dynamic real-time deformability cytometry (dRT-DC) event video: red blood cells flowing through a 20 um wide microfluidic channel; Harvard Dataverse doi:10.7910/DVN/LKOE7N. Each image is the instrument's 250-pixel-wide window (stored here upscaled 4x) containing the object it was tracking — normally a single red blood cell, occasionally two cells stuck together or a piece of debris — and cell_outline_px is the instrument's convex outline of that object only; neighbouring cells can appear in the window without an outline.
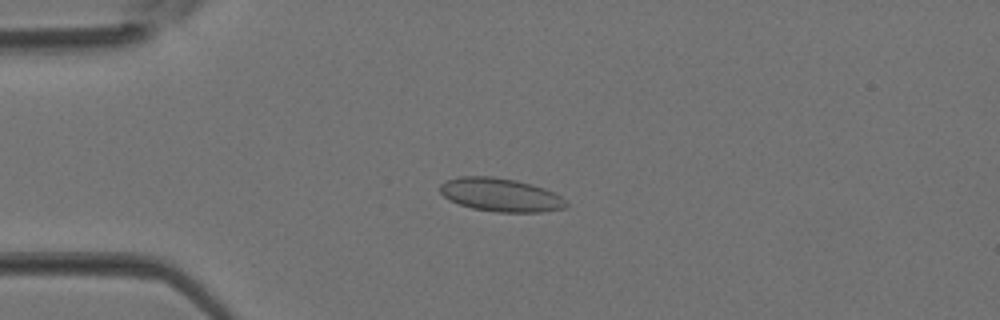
{"species": "Egyptian fruit bat (a non-hibernating species)", "species_latin": "Rousettus aegyptiacus", "temperature_condition": "room temperature", "stored_images_in_passage": 3, "camera_frame_rate_fps": 3000, "um_per_image_px": 0.085, "animal": {"sex": "female"}, "frame": {"image": 1, "passage_image": 3, "time_ms": 0.667, "image_size_px": [1000, 320], "cell_outline_px": [[568, 204], [564, 208], [540, 212], [496, 212], [472, 208], [448, 200], [440, 192], [440, 184], [444, 180], [460, 176], [492, 176], [516, 180], [532, 184], [544, 188], [560, 196]], "centroid_in_image_um": [42.51, 16.55], "position_along_channel_um": 42.5, "area_um2": 24.57}}